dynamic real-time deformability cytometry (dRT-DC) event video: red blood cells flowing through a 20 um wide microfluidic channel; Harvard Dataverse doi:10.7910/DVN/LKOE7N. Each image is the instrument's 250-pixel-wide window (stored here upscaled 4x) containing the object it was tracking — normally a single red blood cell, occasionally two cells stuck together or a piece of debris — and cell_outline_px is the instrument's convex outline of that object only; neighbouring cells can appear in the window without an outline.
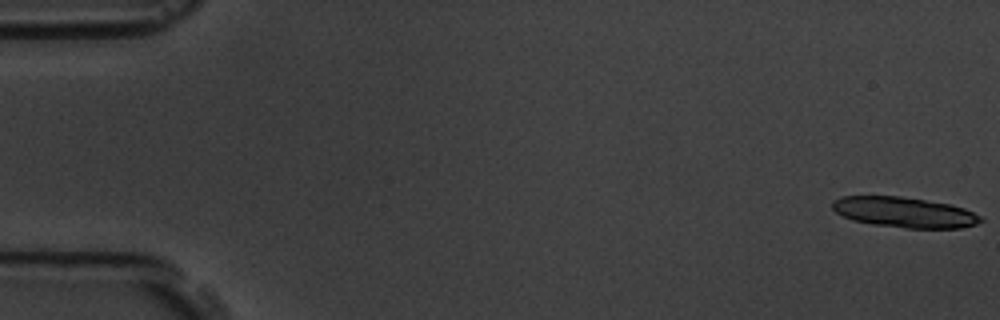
{"species": "common noctule bat (a hibernating species)", "species_latin": "Nyctalus noctula", "temperature_condition": "room temperature", "stored_images_in_passage": 5, "camera_frame_rate_fps": 3000, "um_per_image_px": 0.085, "animal": {"sex": "male", "body_mass_g": 19.5, "forearm_length_mm": 54.6}, "frame": {"image": 1, "passage_image": 1, "time_ms": 0.0, "image_size_px": [1000, 320], "cell_outline_px": [[984, 220], [976, 224], [960, 228], [904, 228], [872, 224], [852, 220], [836, 212], [832, 208], [832, 200], [840, 196], [900, 196], [948, 204], [964, 208], [980, 216]], "centroid_in_image_um": [76.84, 18.04], "position_along_channel_um": 8.2, "area_um2": 26.18}}